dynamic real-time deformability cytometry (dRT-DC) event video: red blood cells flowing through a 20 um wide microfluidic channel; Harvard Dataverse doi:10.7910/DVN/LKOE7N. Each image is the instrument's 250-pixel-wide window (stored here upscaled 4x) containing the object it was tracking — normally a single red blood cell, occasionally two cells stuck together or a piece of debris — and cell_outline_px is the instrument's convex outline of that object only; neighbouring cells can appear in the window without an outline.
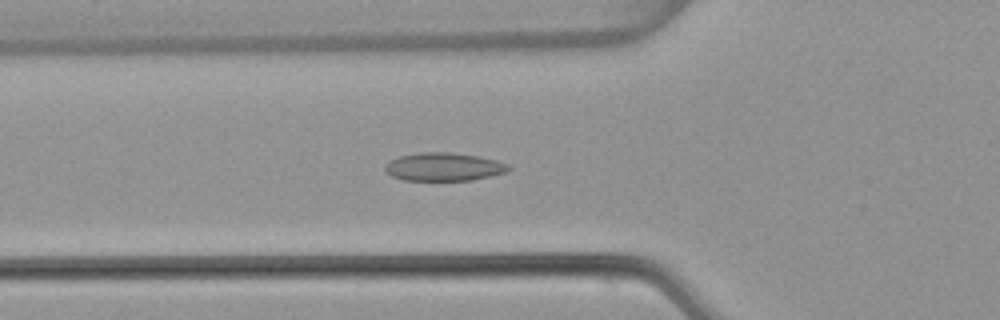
{"species": "common noctule bat (a hibernating species)", "species_latin": "Nyctalus noctula", "temperature_condition": "warm", "stored_images_in_passage": 53, "camera_frame_rate_fps": 3000, "um_per_image_px": 0.085, "animal": {"sex": "female", "body_mass_g": 22.7, "forearm_length_mm": 54.2}, "frame": {"image": 1, "passage_image": 19, "time_ms": 6.0, "image_size_px": [1000, 320], "cell_outline_px": [[512, 168], [508, 172], [472, 180], [404, 180], [392, 176], [384, 172], [384, 164], [400, 156], [420, 152], [448, 152], [480, 156], [496, 160], [508, 164]], "centroid_in_image_um": [37.73, 14.18], "position_along_channel_um": 88.1, "area_um2": 20.4}}
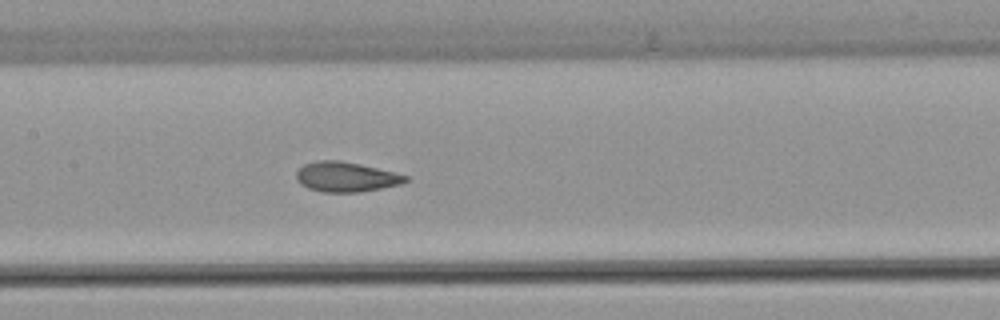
{"frame": {"image": 2, "passage_image": 26, "time_ms": 8.333, "image_size_px": [1000, 320], "cell_outline_px": [[408, 180], [400, 184], [360, 192], [320, 192], [308, 188], [300, 184], [296, 180], [296, 172], [304, 164], [316, 160], [340, 160], [360, 164], [396, 172], [408, 176]], "centroid_in_image_um": [29.38, 15.03], "position_along_channel_um": 178.0, "area_um2": 19.13}}
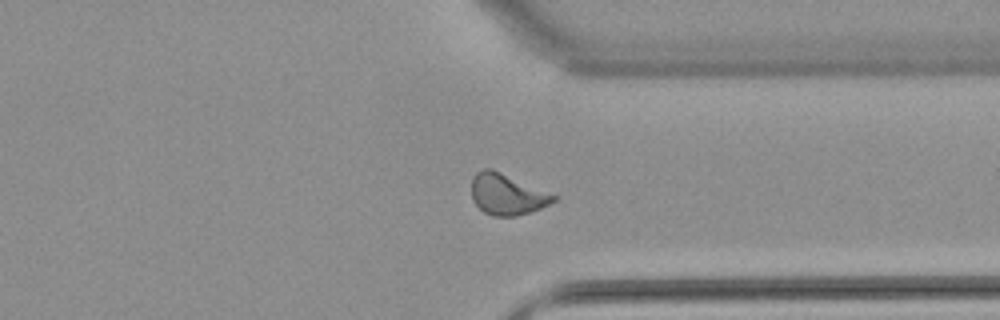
{"frame": {"image": 3, "passage_image": 41, "time_ms": 13.333, "image_size_px": [1000, 320], "cell_outline_px": [[560, 196], [556, 200], [540, 208], [516, 216], [492, 216], [484, 212], [472, 200], [472, 176], [476, 172], [484, 168], [492, 168]], "centroid_in_image_um": [43.1, 16.5], "position_along_channel_um": 368.3, "area_um2": 19.77}, "authors_computed_cell_mechanics": {"area_um2": 19.363, "velocity_mm_per_s": 3.834, "shape_relaxation_time_tau1_ms": 8.8938, "shape_relaxation_time_tau2_ms": 1.3543, "deformation_change_tau1": 0.19, "deformation_change_tau2": 0.0745}}